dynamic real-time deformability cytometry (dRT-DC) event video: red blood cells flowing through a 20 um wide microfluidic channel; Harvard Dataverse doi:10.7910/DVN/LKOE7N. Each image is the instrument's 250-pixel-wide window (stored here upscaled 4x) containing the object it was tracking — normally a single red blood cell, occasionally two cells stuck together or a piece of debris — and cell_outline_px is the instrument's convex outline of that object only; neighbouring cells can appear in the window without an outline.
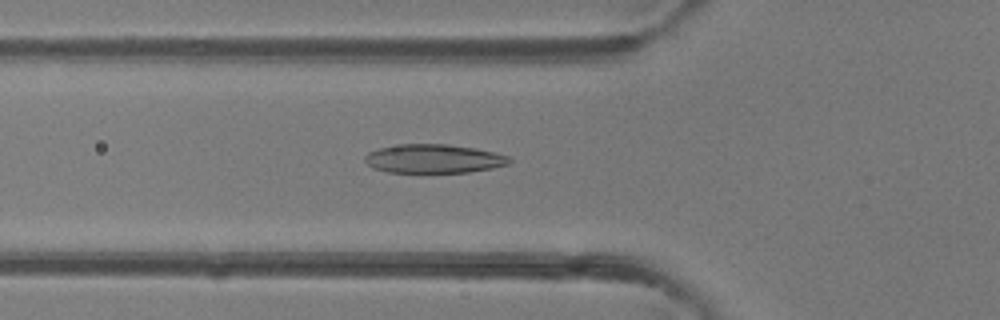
{"species": "common noctule bat (a hibernating species)", "species_latin": "Nyctalus noctula", "temperature_condition": "room temperature", "stored_images_in_passage": 36, "camera_frame_rate_fps": 3000, "um_per_image_px": 0.085, "animal": {"sex": "female"}, "frame": {"image": 1, "passage_image": 6, "time_ms": 1.667, "image_size_px": [1000, 320], "cell_outline_px": [[512, 160], [508, 164], [492, 168], [468, 172], [388, 172], [372, 168], [364, 160], [364, 156], [368, 152], [380, 148], [400, 144], [448, 144], [476, 148], [508, 156]], "centroid_in_image_um": [36.84, 13.49], "position_along_channel_um": 89.0, "area_um2": 24.16}}
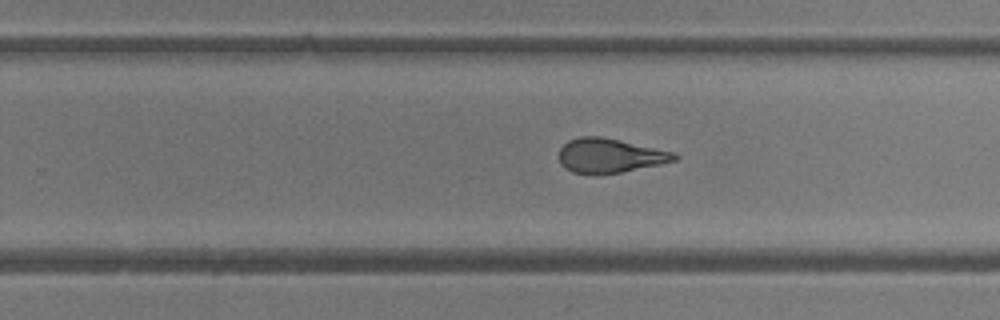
{"frame": {"image": 2, "passage_image": 19, "time_ms": 6.0, "image_size_px": [1000, 320], "cell_outline_px": [[680, 156], [676, 160], [660, 164], [620, 172], [596, 176], [592, 176], [572, 172], [560, 164], [560, 148], [568, 140], [580, 136], [600, 136], [620, 140], [676, 152]], "centroid_in_image_um": [51.83, 13.24], "position_along_channel_um": 278.0, "area_um2": 23.41}}
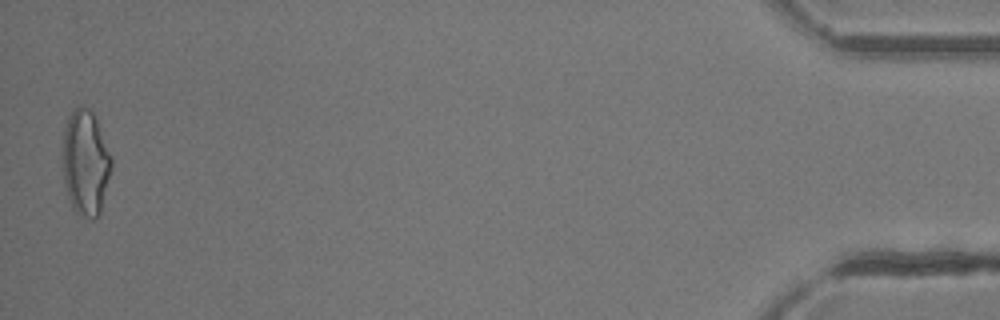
{"frame": {"image": 3, "passage_image": 36, "time_ms": 11.667, "image_size_px": [1000, 320], "cell_outline_px": [[112, 168], [100, 212], [92, 220], [76, 212], [72, 208], [68, 196], [64, 180], [64, 128], [68, 116], [80, 104], [92, 108], [112, 156]], "centroid_in_image_um": [7.3, 13.78], "position_along_channel_um": 427.9, "area_um2": 29.94}, "authors_computed_cell_mechanics": {"area_um2": 23.7847, "velocity_mm_per_s": 4.344, "shape_relaxation_time_tau1_ms": 5.4885, "shape_relaxation_time_tau2_ms": 1.4077, "deformation_change_tau1": 0.2162, "deformation_change_tau2": 0.0913}}